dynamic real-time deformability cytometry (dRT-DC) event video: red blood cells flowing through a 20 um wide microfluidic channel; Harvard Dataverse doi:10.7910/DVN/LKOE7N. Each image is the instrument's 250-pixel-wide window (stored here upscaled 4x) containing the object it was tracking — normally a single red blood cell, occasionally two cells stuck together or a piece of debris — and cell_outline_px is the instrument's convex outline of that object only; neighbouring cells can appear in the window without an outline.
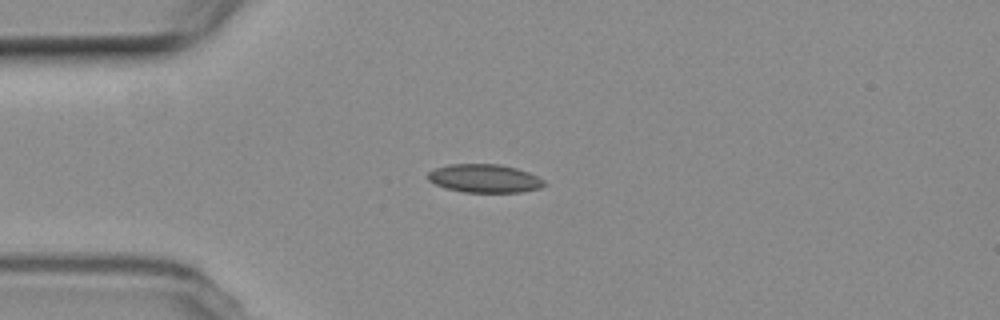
{"species": "common noctule bat (a hibernating species)", "species_latin": "Nyctalus noctula", "temperature_condition": "room temperature", "stored_images_in_passage": 7, "camera_frame_rate_fps": 3000, "um_per_image_px": 0.085, "animal": {"sex": "female", "body_mass_g": 19.3, "forearm_length_mm": 54.1}, "frame": {"image": 1, "passage_image": 3, "time_ms": 2.333, "image_size_px": [1000, 320], "cell_outline_px": [[548, 184], [540, 188], [520, 192], [464, 192], [444, 188], [428, 180], [428, 172], [432, 168], [448, 164], [500, 164], [516, 168], [528, 172], [544, 180]], "centroid_in_image_um": [41.16, 15.16], "position_along_channel_um": 43.8, "area_um2": 19.36}}
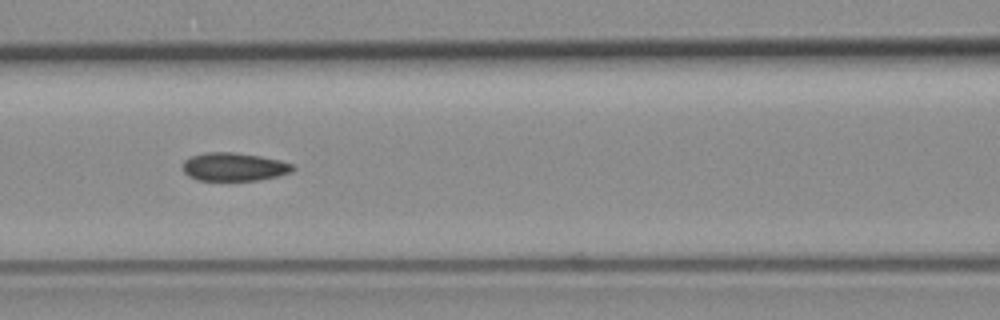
{"frame": {"image": 2, "passage_image": 6, "time_ms": 5.667, "image_size_px": [1000, 320], "cell_outline_px": [[296, 168], [292, 172], [260, 180], [196, 180], [188, 176], [184, 172], [184, 160], [192, 156], [208, 152], [232, 152], [260, 156], [280, 160], [296, 164]], "centroid_in_image_um": [19.94, 14.18], "position_along_channel_um": 146.7, "area_um2": 18.15}}
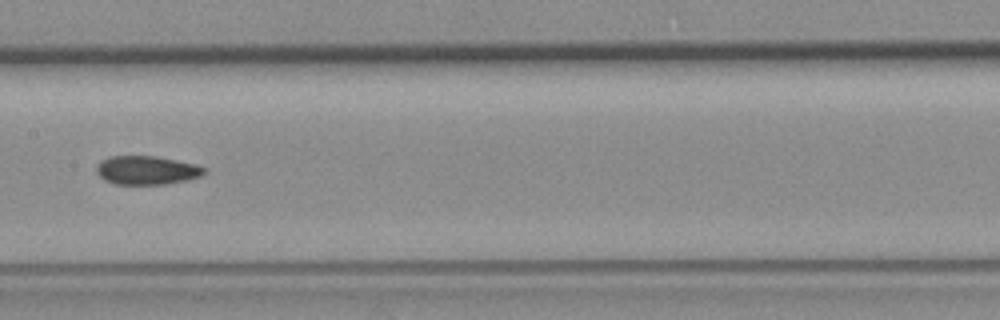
{"frame": {"image": 3, "passage_image": 7, "time_ms": 7.0, "image_size_px": [1000, 320], "cell_outline_px": [[208, 168], [200, 176], [188, 180], [164, 184], [116, 184], [104, 180], [96, 172], [96, 168], [100, 160], [108, 156], [156, 156], [196, 164]], "centroid_in_image_um": [12.46, 14.46], "position_along_channel_um": 194.9, "area_um2": 18.09}}